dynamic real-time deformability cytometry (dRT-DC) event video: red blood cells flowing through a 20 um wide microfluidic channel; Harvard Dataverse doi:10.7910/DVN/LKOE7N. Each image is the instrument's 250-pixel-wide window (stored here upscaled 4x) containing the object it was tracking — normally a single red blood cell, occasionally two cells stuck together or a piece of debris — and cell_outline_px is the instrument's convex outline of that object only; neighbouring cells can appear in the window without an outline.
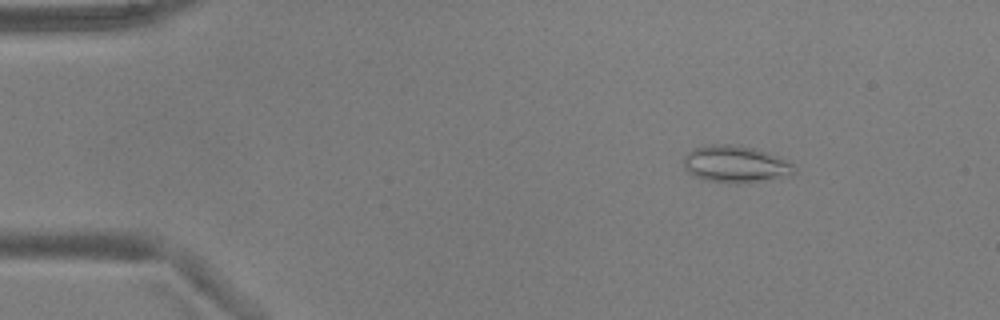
{"species": "common noctule bat (a hibernating species)", "species_latin": "Nyctalus noctula", "temperature_condition": "warm", "stored_images_in_passage": 6, "camera_frame_rate_fps": 3000, "um_per_image_px": 0.085, "animal": {"sex": "male", "body_mass_g": 17.9, "forearm_length_mm": 54.2}, "frame": {"image": 1, "passage_image": 2, "time_ms": 0.333, "image_size_px": [1000, 320], "cell_outline_px": [[796, 172], [792, 176], [736, 184], [708, 180], [696, 176], [688, 172], [684, 168], [684, 156], [692, 148], [712, 144], [728, 144], [752, 148], [768, 152], [796, 164]], "centroid_in_image_um": [62.56, 13.95], "position_along_channel_um": 22.4, "area_um2": 23.93}}